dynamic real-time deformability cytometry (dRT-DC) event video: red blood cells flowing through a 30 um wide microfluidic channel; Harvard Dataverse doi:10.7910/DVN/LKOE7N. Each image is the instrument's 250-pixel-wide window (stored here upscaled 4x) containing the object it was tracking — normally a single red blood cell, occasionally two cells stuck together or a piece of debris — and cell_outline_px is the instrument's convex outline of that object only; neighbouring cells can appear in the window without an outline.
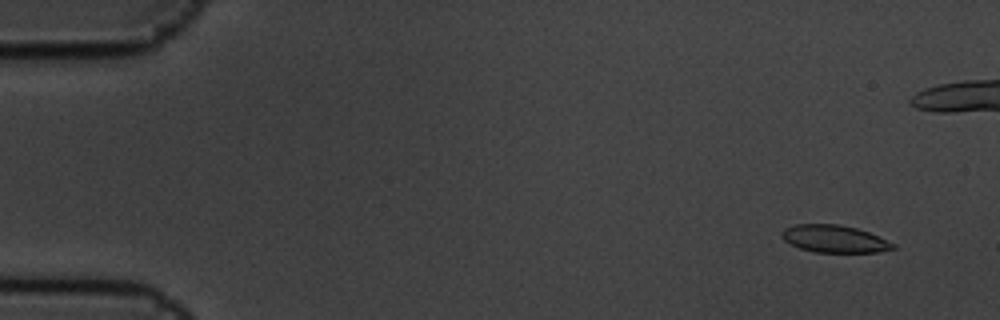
{"species": "common noctule bat (a hibernating species)", "species_latin": "Nyctalus noctula", "temperature_condition": "cold", "stored_images_in_passage": 7, "camera_frame_rate_fps": 3000, "um_per_image_px": 0.085, "animal": {"sex": "male", "body_mass_g": 19.5, "forearm_length_mm": 54.6}, "frame": {"image": 1, "passage_image": 2, "time_ms": 0.333, "image_size_px": [1000, 320], "cell_outline_px": [[896, 248], [880, 252], [816, 252], [800, 248], [784, 240], [780, 236], [780, 232], [784, 228], [796, 224], [840, 224], [856, 228], [880, 236], [896, 244]], "centroid_in_image_um": [70.94, 20.29], "position_along_channel_um": 14.1, "area_um2": 17.86}}
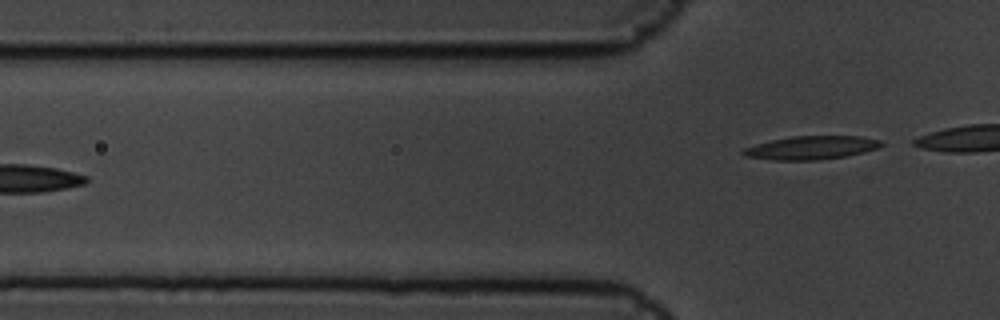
{"frame": {"image": 2, "passage_image": 7, "time_ms": 2.0, "image_size_px": [1000, 320], "cell_outline_px": [[884, 144], [880, 148], [848, 156], [816, 160], [772, 160], [744, 156], [740, 152], [744, 148], [756, 144], [772, 140], [792, 136], [860, 136], [884, 140]], "centroid_in_image_um": [69.01, 12.55], "position_along_channel_um": 56.8, "area_um2": 19.07}}